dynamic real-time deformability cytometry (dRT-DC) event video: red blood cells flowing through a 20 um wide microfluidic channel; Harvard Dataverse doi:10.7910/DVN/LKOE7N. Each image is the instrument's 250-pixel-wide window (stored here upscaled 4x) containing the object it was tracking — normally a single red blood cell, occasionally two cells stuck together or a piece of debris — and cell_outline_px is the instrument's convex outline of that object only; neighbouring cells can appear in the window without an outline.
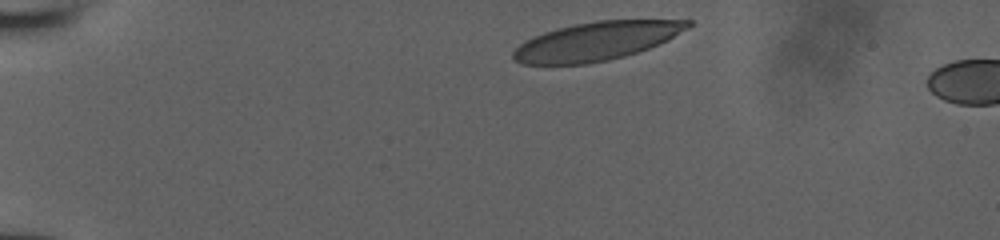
{"species": "human", "species_latin": "Homo sapiens", "temperature_condition": "room temperature", "stored_images_in_passage": 3, "camera_frame_rate_fps": 3000, "um_per_image_px": 0.085, "donor": {"sex": "male"}, "frame": {"image": 1, "passage_image": 1, "time_ms": 0.0, "image_size_px": [1000, 240], "cell_outline_px": [[692, 24], [688, 28], [668, 40], [648, 48], [624, 56], [608, 60], [588, 64], [520, 64], [512, 60], [512, 52], [524, 40], [532, 36], [556, 28], [596, 20], [692, 20]], "centroid_in_image_um": [50.65, 3.5], "position_along_channel_um": 34.3, "area_um2": 39.19}}